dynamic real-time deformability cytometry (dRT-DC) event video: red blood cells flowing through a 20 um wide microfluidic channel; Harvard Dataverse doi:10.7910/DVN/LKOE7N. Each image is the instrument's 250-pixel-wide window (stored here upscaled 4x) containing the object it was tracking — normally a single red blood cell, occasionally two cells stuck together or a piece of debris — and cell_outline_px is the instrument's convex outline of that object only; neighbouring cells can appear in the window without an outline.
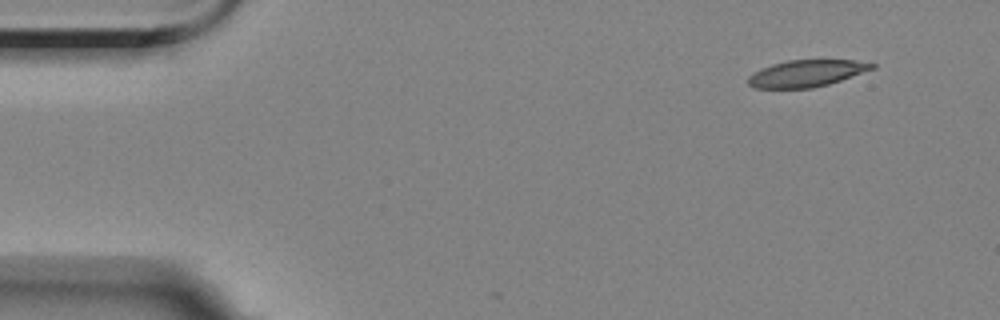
{"species": "Egyptian fruit bat (a non-hibernating species)", "species_latin": "Rousettus aegyptiacus", "temperature_condition": "room temperature", "stored_images_in_passage": 2, "camera_frame_rate_fps": 3000, "um_per_image_px": 0.085, "animal": {"sex": "female"}, "frame": {"image": 1, "passage_image": 2, "time_ms": 1.333, "image_size_px": [1000, 320], "cell_outline_px": [[876, 68], [828, 84], [812, 88], [752, 88], [748, 84], [748, 76], [760, 68], [772, 64], [788, 60], [852, 60], [876, 64]], "centroid_in_image_um": [68.52, 6.24], "position_along_channel_um": 16.5, "area_um2": 19.31}}